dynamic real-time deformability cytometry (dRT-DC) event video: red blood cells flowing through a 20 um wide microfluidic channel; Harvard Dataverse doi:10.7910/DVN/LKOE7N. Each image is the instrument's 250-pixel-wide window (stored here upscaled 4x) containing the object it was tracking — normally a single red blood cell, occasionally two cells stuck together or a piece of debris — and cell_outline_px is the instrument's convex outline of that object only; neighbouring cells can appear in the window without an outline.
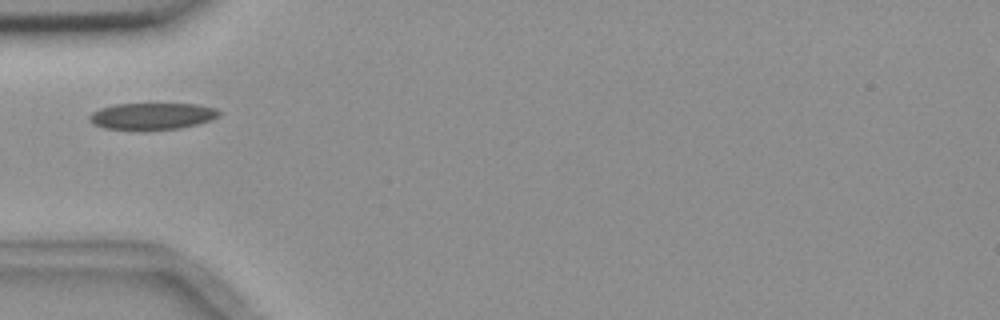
{"species": "common noctule bat (a hibernating species)", "species_latin": "Nyctalus noctula", "temperature_condition": "room temperature", "stored_images_in_passage": 1, "camera_frame_rate_fps": 3000, "um_per_image_px": 0.085, "animal": {"sex": "female", "body_mass_g": 18.4}, "frame": {"image": 1, "passage_image": 1, "time_ms": 0.0, "image_size_px": [1000, 320], "cell_outline_px": [[220, 116], [212, 120], [180, 128], [104, 128], [88, 120], [88, 116], [92, 112], [100, 108], [116, 104], [196, 104], [216, 108], [220, 112]], "centroid_in_image_um": [12.97, 9.84], "position_along_channel_um": 72.0, "area_um2": 19.59}}